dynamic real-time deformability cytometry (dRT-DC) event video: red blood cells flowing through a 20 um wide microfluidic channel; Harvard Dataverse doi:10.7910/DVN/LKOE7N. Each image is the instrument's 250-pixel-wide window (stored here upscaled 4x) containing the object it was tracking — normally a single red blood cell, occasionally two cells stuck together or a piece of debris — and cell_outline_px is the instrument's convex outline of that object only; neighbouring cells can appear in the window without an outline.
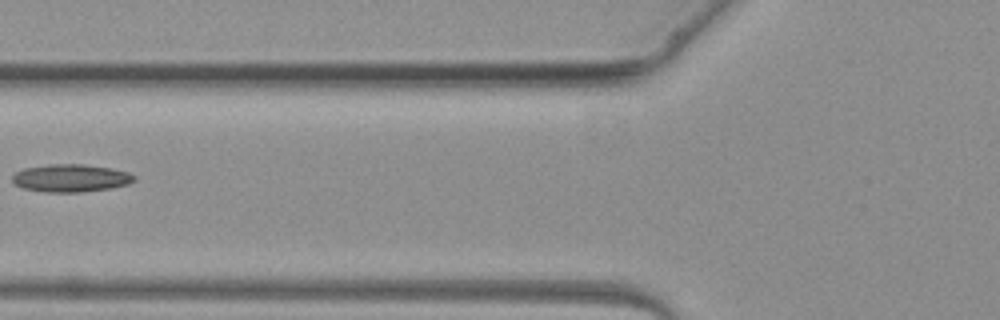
{"species": "common noctule bat (a hibernating species)", "species_latin": "Nyctalus noctula", "temperature_condition": "warm", "stored_images_in_passage": 5, "camera_frame_rate_fps": 3000, "um_per_image_px": 0.085, "animal": {"sex": "female", "body_mass_g": 19.3, "forearm_length_mm": 54.1}, "frame": {"image": 1, "passage_image": 5, "time_ms": 4.667, "image_size_px": [1000, 320], "cell_outline_px": [[136, 180], [128, 184], [112, 188], [80, 192], [44, 192], [24, 188], [16, 184], [12, 180], [12, 176], [16, 172], [24, 168], [48, 164], [84, 164], [112, 168], [128, 172], [136, 176]], "centroid_in_image_um": [6.04, 15.13], "position_along_channel_um": 119.8, "area_um2": 19.77}}